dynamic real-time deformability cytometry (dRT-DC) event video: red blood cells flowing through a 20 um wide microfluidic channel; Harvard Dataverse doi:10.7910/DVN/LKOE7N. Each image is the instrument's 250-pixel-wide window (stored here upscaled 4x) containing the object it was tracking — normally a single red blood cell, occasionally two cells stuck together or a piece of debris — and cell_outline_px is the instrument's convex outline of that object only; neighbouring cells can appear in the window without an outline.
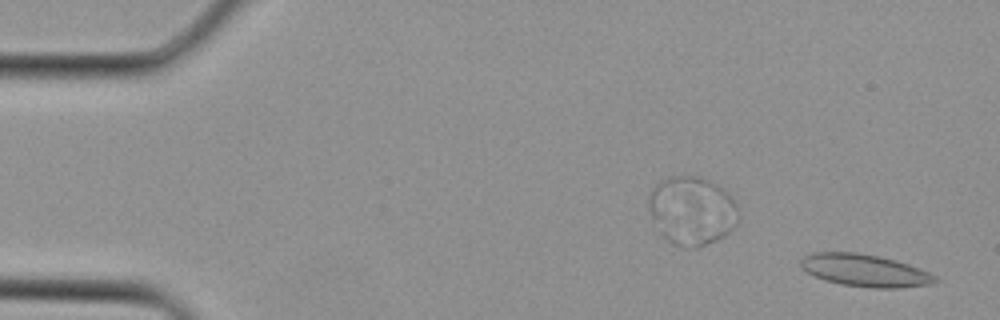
{"species": "Egyptian fruit bat (a non-hibernating species)", "species_latin": "Rousettus aegyptiacus", "temperature_condition": "cold", "stored_images_in_passage": 4, "camera_frame_rate_fps": 3000, "um_per_image_px": 0.085, "animal": {"sex": "female"}, "frame": {"image": 1, "passage_image": 1, "time_ms": 0.0, "image_size_px": [1000, 320], "cell_outline_px": [[940, 280], [928, 284], [900, 288], [872, 288], [840, 284], [824, 280], [808, 272], [800, 264], [800, 260], [804, 256], [812, 252], [856, 252], [880, 256], [896, 260], [908, 264], [928, 272], [936, 276]], "centroid_in_image_um": [73.51, 22.98], "position_along_channel_um": 11.5, "area_um2": 25.26}}
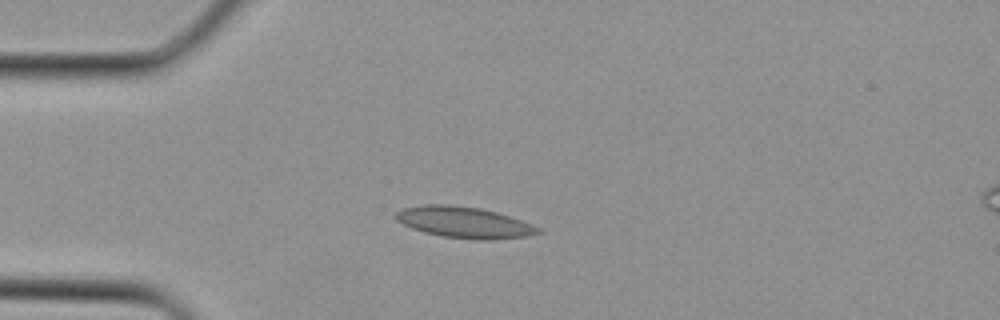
{"frame": {"image": 2, "passage_image": 3, "time_ms": 0.667, "image_size_px": [1000, 320], "cell_outline_px": [[544, 232], [524, 236], [484, 240], [480, 240], [444, 236], [424, 232], [412, 228], [396, 220], [396, 212], [404, 208], [424, 204], [448, 204], [480, 208], [496, 212], [532, 224], [540, 228]], "centroid_in_image_um": [39.45, 18.89], "position_along_channel_um": 45.6, "area_um2": 25.49}}